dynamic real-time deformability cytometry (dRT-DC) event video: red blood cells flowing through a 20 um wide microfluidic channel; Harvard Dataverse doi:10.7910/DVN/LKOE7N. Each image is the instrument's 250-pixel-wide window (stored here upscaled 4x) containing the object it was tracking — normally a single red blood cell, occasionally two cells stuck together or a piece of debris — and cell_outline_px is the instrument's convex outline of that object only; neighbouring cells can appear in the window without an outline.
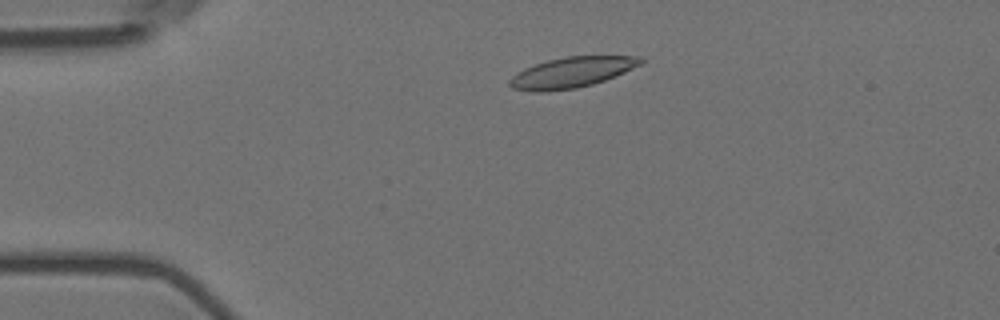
{"species": "Egyptian fruit bat (a non-hibernating species)", "species_latin": "Rousettus aegyptiacus", "temperature_condition": "room temperature", "stored_images_in_passage": 54, "camera_frame_rate_fps": 3000, "um_per_image_px": 0.085, "animal": {"sex": "female"}, "frame": {"image": 1, "passage_image": 9, "time_ms": 2.667, "image_size_px": [1000, 320], "cell_outline_px": [[644, 60], [640, 64], [616, 76], [592, 84], [576, 88], [548, 92], [532, 92], [512, 88], [508, 84], [508, 80], [516, 72], [524, 68], [548, 60], [564, 56], [644, 56]], "centroid_in_image_um": [48.55, 6.16], "position_along_channel_um": 36.4, "area_um2": 23.47}}
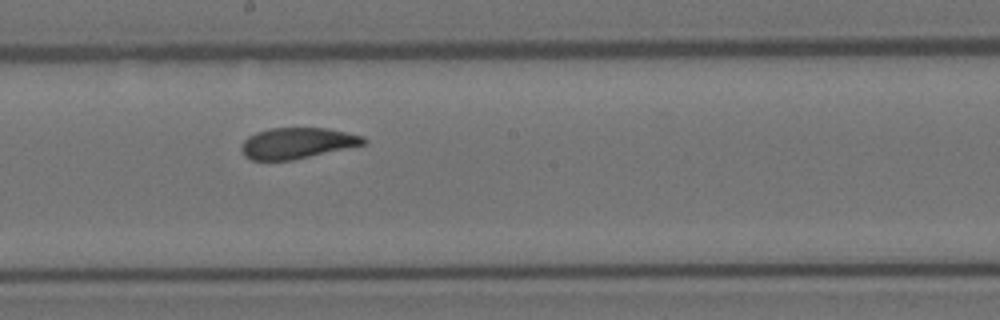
{"frame": {"image": 2, "passage_image": 28, "time_ms": 9.0, "image_size_px": [1000, 320], "cell_outline_px": [[368, 144], [292, 160], [252, 160], [244, 156], [240, 148], [244, 140], [248, 136], [256, 132], [268, 128], [328, 128], [364, 136], [368, 140]], "centroid_in_image_um": [25.28, 12.16], "position_along_channel_um": 222.9, "area_um2": 22.25}}
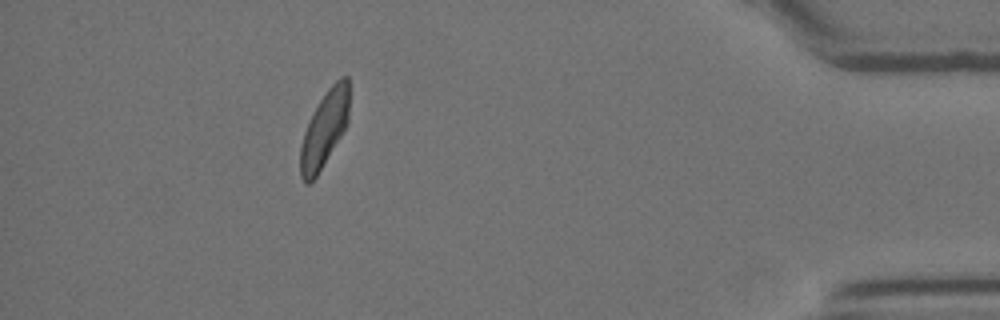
{"frame": {"image": 3, "passage_image": 48, "time_ms": 15.667, "image_size_px": [1000, 320], "cell_outline_px": [[348, 124], [344, 132], [316, 176], [308, 184], [304, 184], [300, 176], [300, 148], [304, 132], [308, 120], [312, 112], [328, 88], [340, 76], [348, 76]], "centroid_in_image_um": [27.56, 10.98], "position_along_channel_um": 407.6, "area_um2": 21.68}, "authors_computed_cell_mechanics": {"area_um2": 22.831, "velocity_mm_per_s": 3.5538, "shape_relaxation_time_tau1_ms": 4.8811, "shape_relaxation_time_tau2_ms": 1.6383, "deformation_change_tau1": 0.1432, "deformation_change_tau2": 0.0736}}